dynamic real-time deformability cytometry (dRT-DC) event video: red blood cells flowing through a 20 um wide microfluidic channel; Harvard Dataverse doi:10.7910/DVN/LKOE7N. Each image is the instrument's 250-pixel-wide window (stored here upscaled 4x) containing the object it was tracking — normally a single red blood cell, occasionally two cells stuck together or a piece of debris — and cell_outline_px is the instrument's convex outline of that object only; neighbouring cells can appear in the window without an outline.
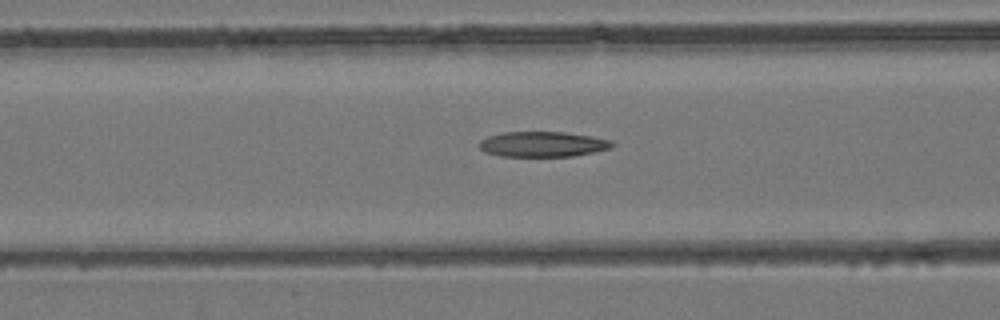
{"species": "common noctule bat (a hibernating species)", "species_latin": "Nyctalus noctula", "temperature_condition": "room temperature", "stored_images_in_passage": 44, "camera_frame_rate_fps": 3000, "um_per_image_px": 0.085, "animal": {"sex": "female", "body_mass_g": 24.6, "forearm_length_mm": 56.2}, "frame": {"image": 1, "passage_image": 16, "time_ms": 5.0, "image_size_px": [1000, 320], "cell_outline_px": [[616, 144], [612, 148], [572, 156], [500, 156], [484, 152], [480, 148], [480, 140], [488, 136], [504, 132], [564, 132], [592, 136], [612, 140]], "centroid_in_image_um": [46.15, 12.25], "position_along_channel_um": 120.4, "area_um2": 19.59}}
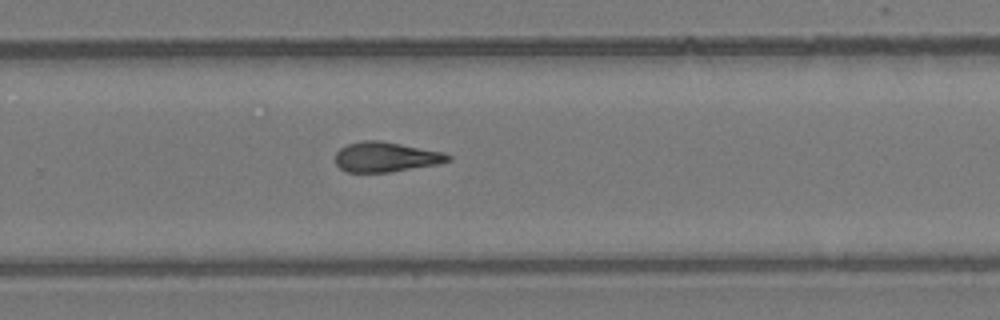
{"frame": {"image": 2, "passage_image": 28, "time_ms": 9.0, "image_size_px": [1000, 320], "cell_outline_px": [[452, 160], [436, 164], [392, 172], [348, 172], [340, 168], [336, 164], [336, 152], [340, 148], [348, 144], [364, 140], [380, 140], [444, 152], [452, 156]], "centroid_in_image_um": [32.81, 13.34], "position_along_channel_um": 297.0, "area_um2": 19.65}}
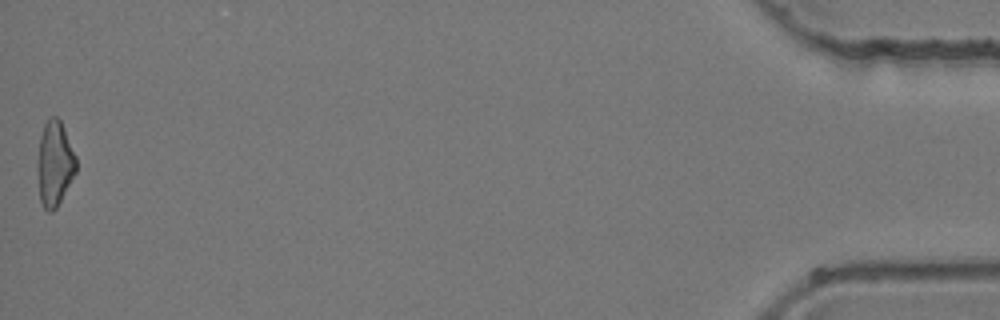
{"frame": {"image": 3, "passage_image": 44, "time_ms": 14.333, "image_size_px": [1000, 320], "cell_outline_px": [[76, 172], [56, 208], [52, 212], [48, 212], [44, 208], [40, 200], [40, 136], [44, 124], [48, 116], [56, 116], [60, 120], [64, 128], [76, 156]], "centroid_in_image_um": [4.69, 13.87], "position_along_channel_um": 430.5, "area_um2": 18.38}}